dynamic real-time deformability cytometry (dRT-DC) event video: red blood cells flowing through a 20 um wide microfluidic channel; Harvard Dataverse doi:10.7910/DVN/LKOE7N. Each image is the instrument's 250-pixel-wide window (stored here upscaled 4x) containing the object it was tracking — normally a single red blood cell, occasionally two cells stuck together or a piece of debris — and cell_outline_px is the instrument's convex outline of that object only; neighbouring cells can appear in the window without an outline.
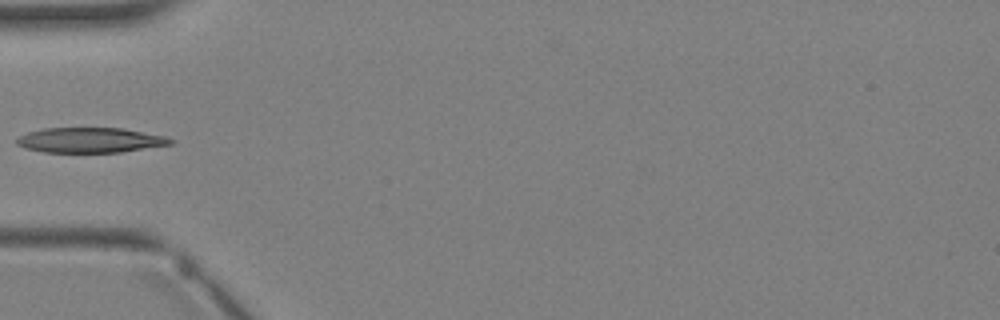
{"species": "Egyptian fruit bat (a non-hibernating species)", "species_latin": "Rousettus aegyptiacus", "temperature_condition": "warm", "stored_images_in_passage": 3, "camera_frame_rate_fps": 3000, "um_per_image_px": 0.085, "animal": {"sex": "female"}, "frame": {"image": 1, "passage_image": 3, "time_ms": 2.667, "image_size_px": [1000, 320], "cell_outline_px": [[176, 144], [120, 152], [44, 152], [24, 148], [16, 144], [16, 140], [20, 136], [28, 132], [44, 128], [124, 128], [164, 136], [176, 140]], "centroid_in_image_um": [7.71, 11.91], "position_along_channel_um": 77.3, "area_um2": 22.6}}